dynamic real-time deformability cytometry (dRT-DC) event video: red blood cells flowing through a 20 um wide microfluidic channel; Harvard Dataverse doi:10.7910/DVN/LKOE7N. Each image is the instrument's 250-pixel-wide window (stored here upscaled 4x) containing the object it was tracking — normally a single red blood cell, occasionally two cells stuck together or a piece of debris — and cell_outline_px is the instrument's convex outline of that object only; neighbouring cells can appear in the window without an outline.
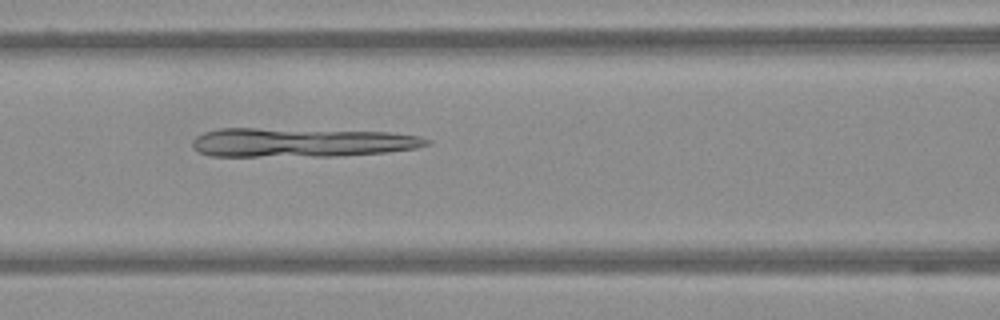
{"species": "Egyptian fruit bat (a non-hibernating species)", "species_latin": "Rousettus aegyptiacus", "temperature_condition": "warm", "stored_images_in_passage": 43, "camera_frame_rate_fps": 3000, "um_per_image_px": 0.085, "frame": {"image": 1, "passage_image": 11, "time_ms": 3.333, "image_size_px": [1000, 320], "cell_outline_px": [[432, 144], [416, 148], [388, 152], [336, 156], [208, 156], [192, 148], [192, 140], [196, 136], [204, 132], [220, 128], [256, 128], [392, 132], [420, 136], [432, 140]], "centroid_in_image_um": [25.63, 12.11], "position_along_channel_um": 141.0, "area_um2": 40.06}}
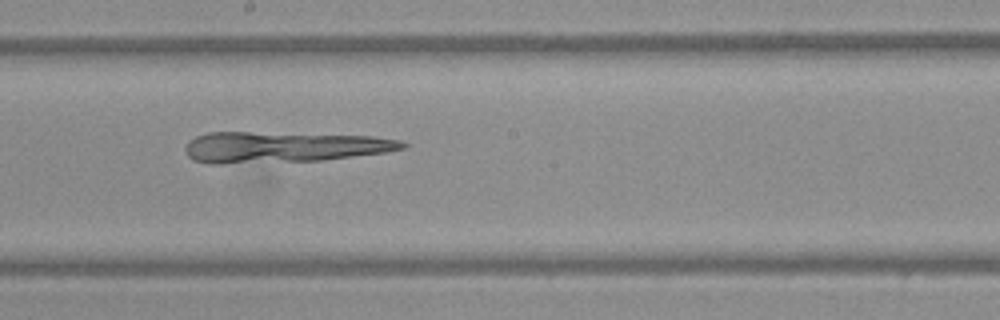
{"frame": {"image": 2, "passage_image": 18, "time_ms": 5.667, "image_size_px": [1000, 320], "cell_outline_px": [[408, 144], [404, 148], [388, 152], [320, 160], [220, 164], [208, 164], [192, 160], [188, 156], [184, 148], [196, 136], [208, 132], [252, 132], [372, 136], [400, 140]], "centroid_in_image_um": [24.06, 12.5], "position_along_channel_um": 224.1, "area_um2": 38.96}}
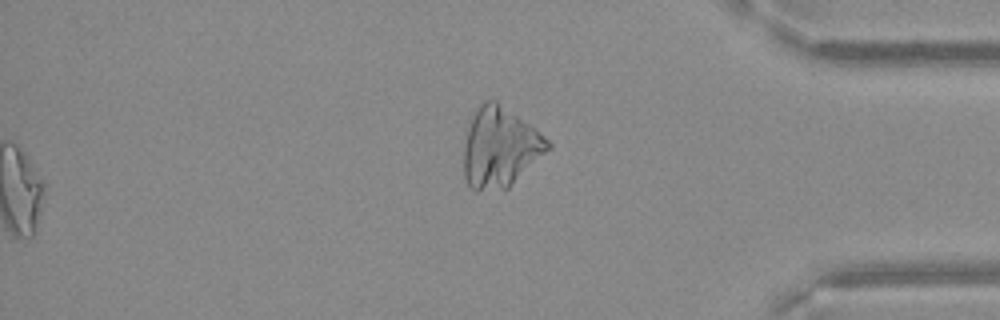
{"frame": {"image": 3, "passage_image": 34, "time_ms": 11.0, "image_size_px": [1000, 320], "cell_outline_px": [[552, 148], [508, 188], [476, 192], [464, 180], [464, 144], [472, 112], [484, 100], [496, 100], [528, 124], [548, 140], [552, 144]], "centroid_in_image_um": [42.47, 12.55], "position_along_channel_um": 392.7, "area_um2": 39.13}}